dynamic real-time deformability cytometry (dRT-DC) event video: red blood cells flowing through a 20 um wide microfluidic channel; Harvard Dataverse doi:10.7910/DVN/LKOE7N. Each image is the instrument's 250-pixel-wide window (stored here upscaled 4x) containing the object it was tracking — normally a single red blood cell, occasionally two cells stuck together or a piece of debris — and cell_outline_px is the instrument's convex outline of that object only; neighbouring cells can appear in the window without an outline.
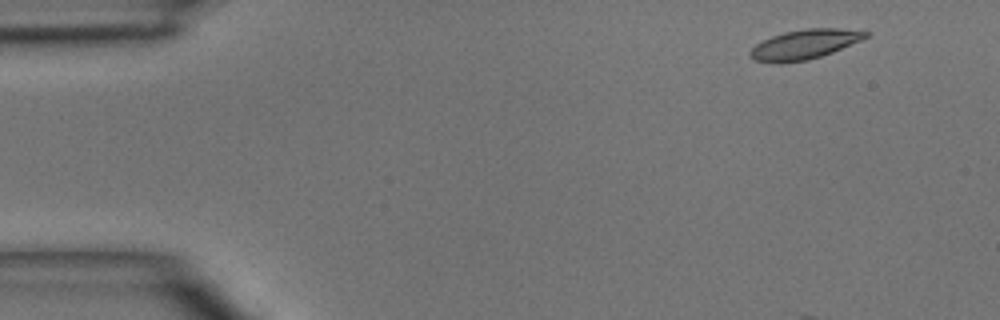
{"species": "common noctule bat (a hibernating species)", "species_latin": "Nyctalus noctula", "temperature_condition": "room temperature", "stored_images_in_passage": 3, "camera_frame_rate_fps": 3000, "um_per_image_px": 0.085, "animal": {"sex": "male", "body_mass_g": 15.6}, "frame": {"image": 1, "passage_image": 1, "time_ms": 0.0, "image_size_px": [1000, 320], "cell_outline_px": [[872, 32], [868, 36], [860, 40], [832, 52], [808, 60], [780, 64], [776, 64], [756, 60], [748, 56], [748, 52], [756, 44], [772, 36], [784, 32], [808, 28], [840, 28]], "centroid_in_image_um": [68.35, 3.78], "position_along_channel_um": 16.6, "area_um2": 19.94}}